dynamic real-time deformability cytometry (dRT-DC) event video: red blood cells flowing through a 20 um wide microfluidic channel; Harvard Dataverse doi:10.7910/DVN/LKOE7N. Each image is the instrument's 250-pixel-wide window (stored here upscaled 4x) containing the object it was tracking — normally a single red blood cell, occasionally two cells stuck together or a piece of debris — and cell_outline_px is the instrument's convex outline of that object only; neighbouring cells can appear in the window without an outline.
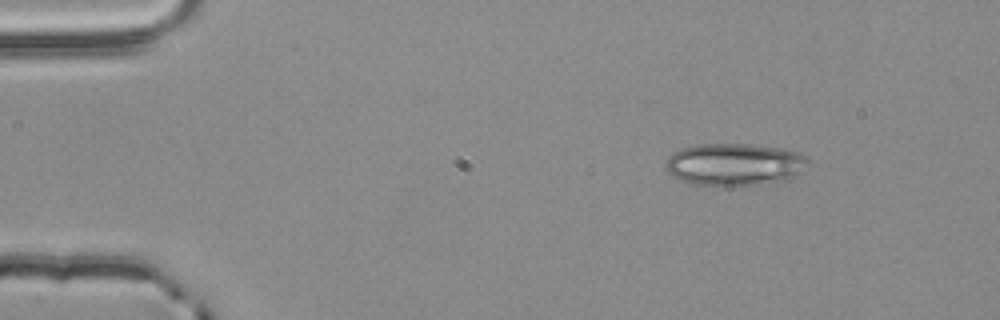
{"species": "common noctule bat (a hibernating species)", "species_latin": "Nyctalus noctula", "temperature_condition": "room temperature", "stored_images_in_passage": 5, "camera_frame_rate_fps": 3000, "um_per_image_px": 0.085, "animal": {"sex": "male", "body_mass_g": 20.4}, "frame": {"image": 1, "passage_image": 5, "time_ms": 1.333, "image_size_px": [1000, 320], "cell_outline_px": [[812, 164], [788, 180], [736, 188], [696, 184], [680, 180], [672, 176], [664, 168], [664, 164], [668, 156], [680, 148], [700, 144], [748, 144], [780, 148], [796, 152], [804, 156]], "centroid_in_image_um": [62.42, 14.01], "position_along_channel_um": 22.6, "area_um2": 35.89}}